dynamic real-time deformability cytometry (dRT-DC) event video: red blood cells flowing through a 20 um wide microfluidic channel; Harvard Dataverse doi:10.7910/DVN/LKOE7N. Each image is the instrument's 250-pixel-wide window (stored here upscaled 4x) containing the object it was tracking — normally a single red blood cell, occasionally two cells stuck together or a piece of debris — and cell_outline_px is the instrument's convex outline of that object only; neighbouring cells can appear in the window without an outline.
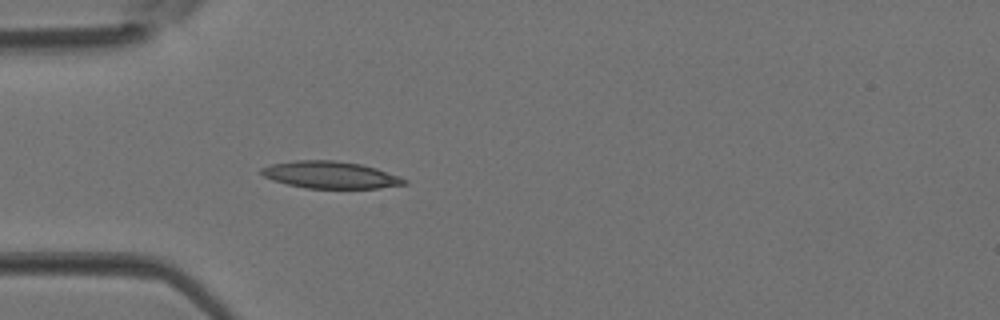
{"species": "Egyptian fruit bat (a non-hibernating species)", "species_latin": "Rousettus aegyptiacus", "temperature_condition": "room temperature", "stored_images_in_passage": 3, "camera_frame_rate_fps": 3000, "um_per_image_px": 0.085, "animal": {"sex": "female"}, "frame": {"image": 1, "passage_image": 3, "time_ms": 0.667, "image_size_px": [1000, 320], "cell_outline_px": [[408, 184], [380, 188], [304, 188], [272, 180], [264, 176], [260, 172], [260, 168], [272, 164], [296, 160], [332, 160], [360, 164], [376, 168], [400, 176], [408, 180]], "centroid_in_image_um": [28.1, 14.87], "position_along_channel_um": 56.9, "area_um2": 22.54}}